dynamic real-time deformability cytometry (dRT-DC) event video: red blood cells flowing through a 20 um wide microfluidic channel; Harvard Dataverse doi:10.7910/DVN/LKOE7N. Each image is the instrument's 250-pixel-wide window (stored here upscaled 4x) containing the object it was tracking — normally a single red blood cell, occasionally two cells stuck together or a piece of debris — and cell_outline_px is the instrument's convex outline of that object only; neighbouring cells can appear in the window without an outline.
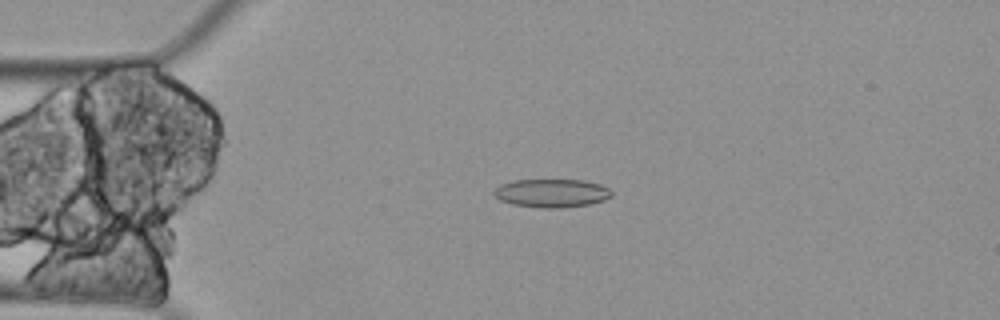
{"species": "Egyptian fruit bat (a non-hibernating species)", "species_latin": "Rousettus aegyptiacus", "temperature_condition": "cold", "stored_images_in_passage": 5, "camera_frame_rate_fps": 3000, "um_per_image_px": 0.085, "animal": {"sex": "female"}, "frame": {"image": 1, "passage_image": 4, "time_ms": 1.0, "image_size_px": [1000, 320], "cell_outline_px": [[612, 196], [604, 200], [588, 204], [560, 208], [540, 208], [512, 204], [500, 200], [492, 192], [500, 184], [516, 180], [584, 180], [600, 184], [608, 188], [612, 192]], "centroid_in_image_um": [46.89, 16.41], "position_along_channel_um": 38.1, "area_um2": 19.42}}